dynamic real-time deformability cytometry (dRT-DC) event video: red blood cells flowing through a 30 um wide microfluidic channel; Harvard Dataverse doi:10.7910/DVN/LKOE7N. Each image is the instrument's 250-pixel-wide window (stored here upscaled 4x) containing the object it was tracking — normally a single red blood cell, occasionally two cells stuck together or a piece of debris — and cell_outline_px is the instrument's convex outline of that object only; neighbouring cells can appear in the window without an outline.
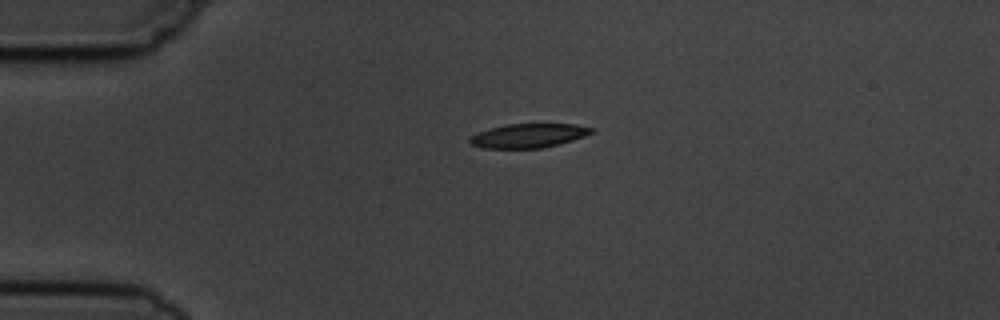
{"species": "common noctule bat (a hibernating species)", "species_latin": "Nyctalus noctula", "temperature_condition": "cold", "stored_images_in_passage": 3, "segment_of_instrument_passage": [1, 2], "camera_frame_rate_fps": 3000, "um_per_image_px": 0.085, "animal": {"sex": "male", "body_mass_g": 19.5, "forearm_length_mm": 54.6}, "frame": {"image": 1, "passage_image": 1, "time_ms": 0.0, "image_size_px": [1000, 320], "cell_outline_px": [[596, 132], [560, 144], [544, 148], [484, 148], [472, 144], [468, 140], [472, 136], [480, 132], [492, 128], [508, 124], [576, 124], [596, 128]], "centroid_in_image_um": [45.02, 11.53], "position_along_channel_um": 40.0, "area_um2": 16.99}}